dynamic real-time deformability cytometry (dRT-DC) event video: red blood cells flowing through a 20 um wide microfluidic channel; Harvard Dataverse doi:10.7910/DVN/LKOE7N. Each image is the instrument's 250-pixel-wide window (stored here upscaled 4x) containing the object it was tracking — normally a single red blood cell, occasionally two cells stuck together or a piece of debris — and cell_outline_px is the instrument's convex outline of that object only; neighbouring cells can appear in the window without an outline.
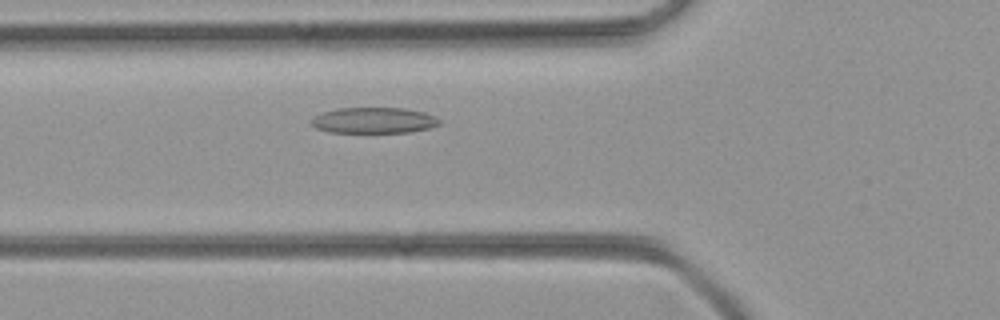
{"species": "common noctule bat (a hibernating species)", "species_latin": "Nyctalus noctula", "temperature_condition": "room temperature", "stored_images_in_passage": 32, "camera_frame_rate_fps": 3000, "um_per_image_px": 0.085, "animal": {"sex": "female", "body_mass_g": 21.9}, "frame": {"image": 1, "passage_image": 5, "time_ms": 1.333, "image_size_px": [1000, 320], "cell_outline_px": [[440, 124], [428, 128], [408, 132], [328, 132], [316, 128], [312, 124], [312, 116], [336, 108], [404, 108], [424, 112], [440, 120]], "centroid_in_image_um": [31.74, 10.22], "position_along_channel_um": 94.1, "area_um2": 19.13}}
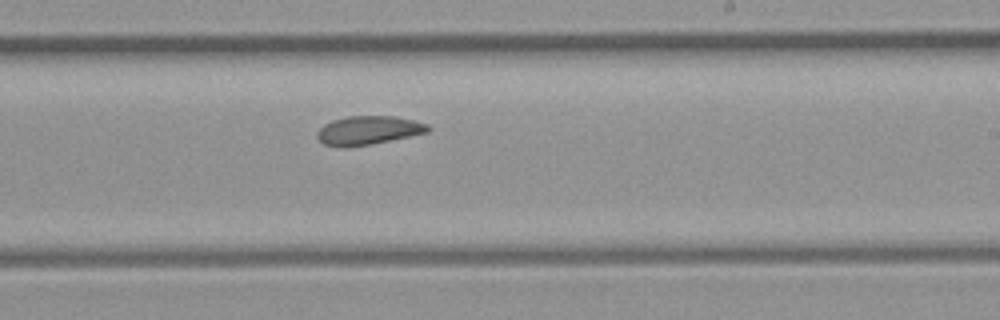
{"frame": {"image": 2, "passage_image": 17, "time_ms": 5.333, "image_size_px": [1000, 320], "cell_outline_px": [[432, 128], [428, 132], [372, 144], [344, 148], [324, 144], [316, 136], [316, 132], [324, 124], [332, 120], [348, 116], [396, 116], [416, 120], [428, 124]], "centroid_in_image_um": [31.32, 11.07], "position_along_channel_um": 257.7, "area_um2": 18.73}}
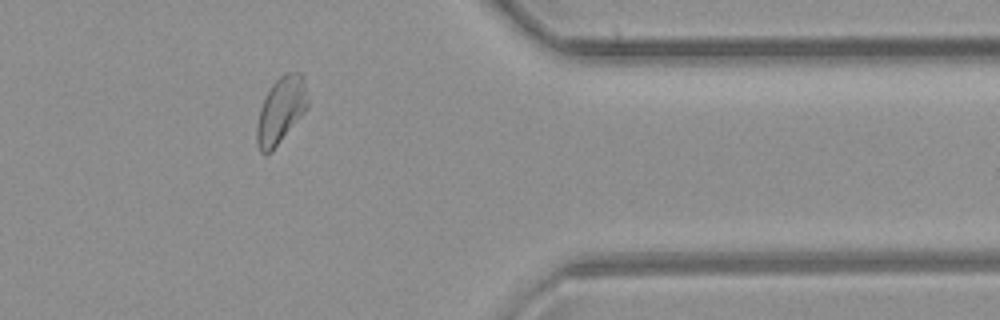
{"frame": {"image": 3, "passage_image": 28, "time_ms": 9.0, "image_size_px": [1000, 320], "cell_outline_px": [[308, 108], [272, 152], [264, 156], [260, 152], [256, 144], [256, 124], [260, 108], [264, 96], [272, 84], [280, 76], [288, 72], [300, 72], [304, 76], [308, 100]], "centroid_in_image_um": [23.86, 9.4], "position_along_channel_um": 387.5, "area_um2": 20.11}}